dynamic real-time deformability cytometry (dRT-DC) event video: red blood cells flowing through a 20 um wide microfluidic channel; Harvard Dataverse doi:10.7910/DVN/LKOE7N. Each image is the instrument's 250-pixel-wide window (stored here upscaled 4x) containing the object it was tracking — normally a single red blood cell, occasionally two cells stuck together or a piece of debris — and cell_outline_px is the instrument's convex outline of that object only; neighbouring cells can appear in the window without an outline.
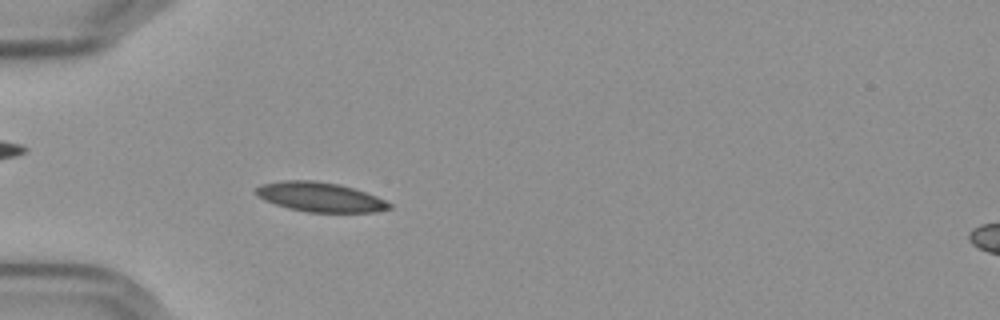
{"species": "Egyptian fruit bat (a non-hibernating species)", "species_latin": "Rousettus aegyptiacus", "temperature_condition": "cold", "stored_images_in_passage": 56, "camera_frame_rate_fps": 3000, "um_per_image_px": 0.085, "frame": {"image": 1, "passage_image": 17, "time_ms": 5.333, "image_size_px": [1000, 320], "cell_outline_px": [[392, 208], [376, 212], [308, 212], [288, 208], [264, 200], [256, 196], [252, 192], [260, 184], [280, 180], [312, 180], [340, 184], [376, 196], [392, 204]], "centroid_in_image_um": [27.15, 16.74], "position_along_channel_um": 57.8, "area_um2": 23.06}}
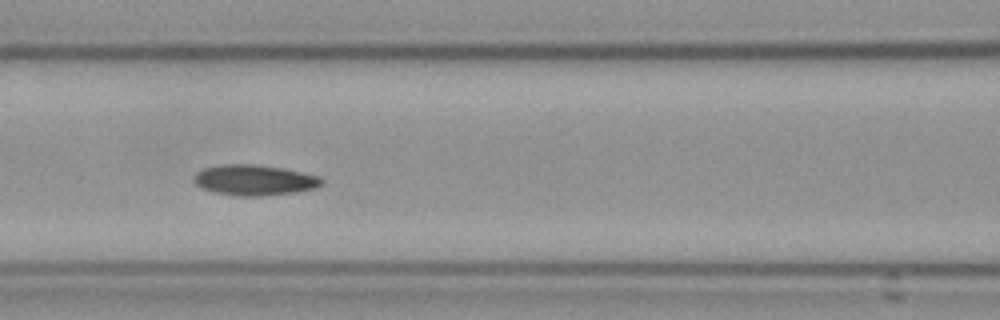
{"frame": {"image": 2, "passage_image": 25, "time_ms": 8.0, "image_size_px": [1000, 320], "cell_outline_px": [[324, 184], [316, 188], [296, 192], [260, 196], [232, 196], [212, 192], [200, 188], [192, 180], [192, 176], [196, 172], [204, 168], [220, 164], [256, 164], [280, 168], [320, 176], [324, 180]], "centroid_in_image_um": [21.58, 15.31], "position_along_channel_um": 145.0, "area_um2": 23.12}}
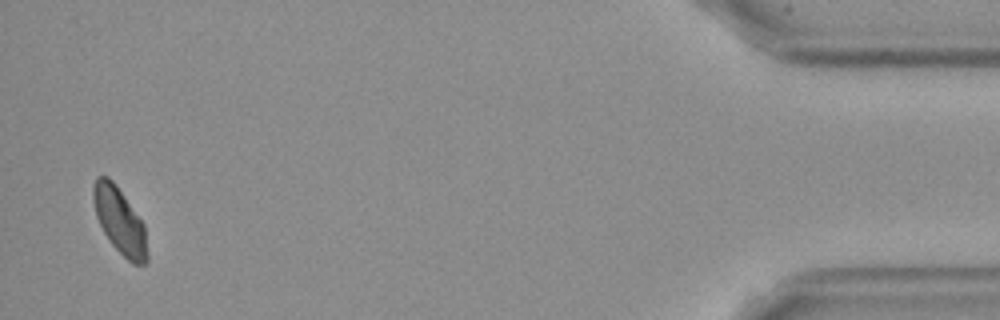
{"frame": {"image": 3, "passage_image": 55, "time_ms": 18.0, "image_size_px": [1000, 320], "cell_outline_px": [[148, 260], [144, 264], [132, 264], [112, 244], [104, 232], [96, 216], [92, 196], [92, 188], [96, 176], [108, 176], [116, 184], [144, 224], [148, 256]], "centroid_in_image_um": [10.17, 18.75], "position_along_channel_um": 425.0, "area_um2": 20.69}, "authors_computed_cell_mechanics": {"area_um2": 21.9929, "velocity_mm_per_s": 3.5667, "shape_relaxation_time_tau1_ms": 3.3973, "shape_relaxation_time_tau2_ms": 9.2319, "deformation_change_tau1": 0.0962, "deformation_change_tau2": 0.098}}